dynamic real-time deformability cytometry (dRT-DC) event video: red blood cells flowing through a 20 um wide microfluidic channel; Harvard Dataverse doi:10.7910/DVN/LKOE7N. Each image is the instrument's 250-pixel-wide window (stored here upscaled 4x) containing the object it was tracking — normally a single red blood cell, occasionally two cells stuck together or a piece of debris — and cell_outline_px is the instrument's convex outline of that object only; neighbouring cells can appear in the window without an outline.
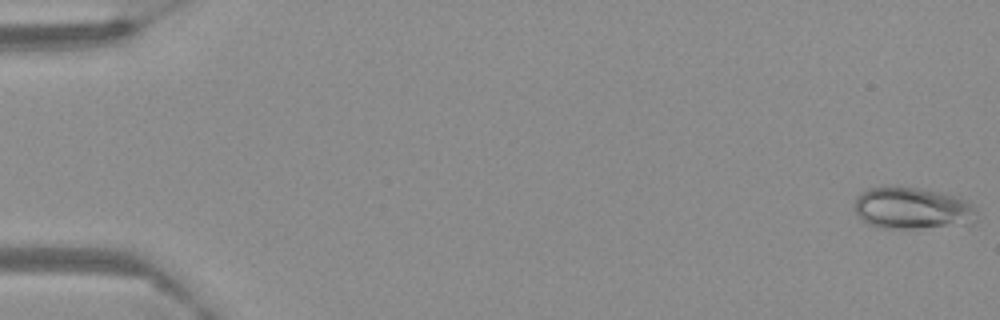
{"species": "Egyptian fruit bat (a non-hibernating species)", "species_latin": "Rousettus aegyptiacus", "temperature_condition": "warm", "stored_images_in_passage": 63, "segment_of_instrument_passage": [1, 2], "camera_frame_rate_fps": 3000, "um_per_image_px": 0.085, "frame": {"image": 1, "passage_image": 1, "time_ms": 0.0, "image_size_px": [1000, 320], "cell_outline_px": [[976, 220], [972, 228], [880, 228], [868, 224], [860, 220], [856, 212], [856, 196], [868, 188], [924, 188], [960, 196], [968, 200], [976, 208]], "centroid_in_image_um": [77.71, 17.76], "position_along_channel_um": 7.3, "area_um2": 30.81}}
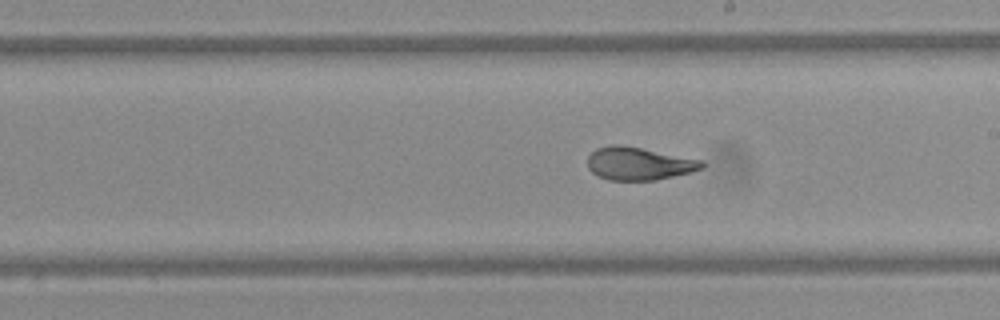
{"frame": {"image": 2, "passage_image": 36, "time_ms": 11.667, "image_size_px": [1000, 320], "cell_outline_px": [[708, 164], [704, 168], [692, 172], [656, 180], [608, 180], [596, 176], [588, 168], [588, 156], [596, 148], [612, 144], [620, 144], [704, 160]], "centroid_in_image_um": [54.33, 13.91], "position_along_channel_um": 234.7, "area_um2": 22.2}}
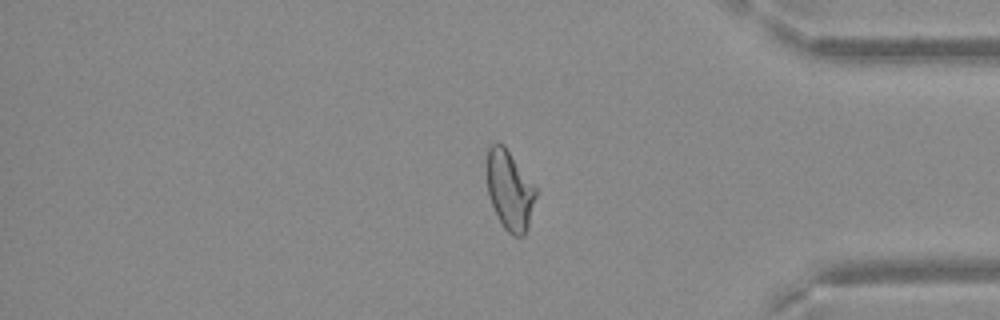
{"frame": {"image": 3, "passage_image": 52, "time_ms": 17.0, "image_size_px": [1000, 320], "cell_outline_px": [[536, 196], [528, 228], [524, 236], [512, 236], [504, 228], [488, 196], [488, 148], [496, 140], [504, 144], [536, 188]], "centroid_in_image_um": [43.33, 16.17], "position_along_channel_um": 391.9, "area_um2": 22.43}}